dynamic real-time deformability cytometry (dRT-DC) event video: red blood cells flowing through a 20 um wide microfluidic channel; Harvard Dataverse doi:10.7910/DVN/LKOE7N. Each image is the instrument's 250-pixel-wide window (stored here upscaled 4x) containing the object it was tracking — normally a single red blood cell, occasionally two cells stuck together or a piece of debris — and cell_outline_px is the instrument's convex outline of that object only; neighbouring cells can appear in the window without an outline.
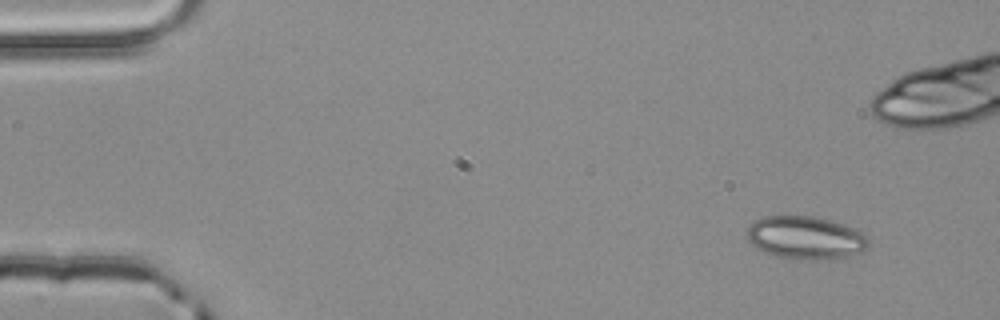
{"species": "common noctule bat (a hibernating species)", "species_latin": "Nyctalus noctula", "temperature_condition": "room temperature", "stored_images_in_passage": 4, "camera_frame_rate_fps": 3000, "um_per_image_px": 0.085, "animal": {"sex": "male", "body_mass_g": 20.4}, "frame": {"image": 1, "passage_image": 1, "time_ms": 0.0, "image_size_px": [1000, 320], "cell_outline_px": [[872, 244], [868, 248], [860, 252], [848, 256], [828, 260], [808, 260], [776, 256], [764, 252], [756, 248], [748, 240], [748, 224], [764, 216], [812, 216], [828, 220], [864, 232], [868, 236]], "centroid_in_image_um": [68.51, 20.22], "position_along_channel_um": 16.5, "area_um2": 30.63}}